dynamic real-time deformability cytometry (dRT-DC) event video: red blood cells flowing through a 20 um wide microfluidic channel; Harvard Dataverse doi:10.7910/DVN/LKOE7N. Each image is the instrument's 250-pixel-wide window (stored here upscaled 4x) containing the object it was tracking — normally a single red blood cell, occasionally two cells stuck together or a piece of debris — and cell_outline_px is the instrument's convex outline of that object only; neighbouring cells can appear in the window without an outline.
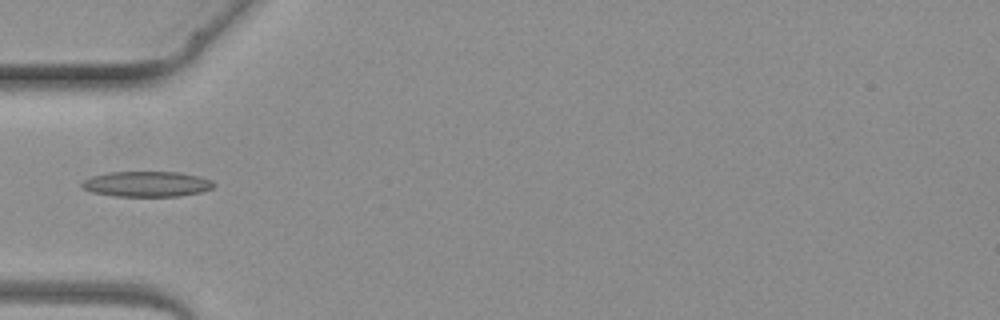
{"species": "common noctule bat (a hibernating species)", "species_latin": "Nyctalus noctula", "temperature_condition": "warm", "stored_images_in_passage": 1, "camera_frame_rate_fps": 3000, "um_per_image_px": 0.085, "animal": {"sex": "female", "body_mass_g": 19.3, "forearm_length_mm": 54.1}, "frame": {"image": 1, "passage_image": 1, "time_ms": 0.0, "image_size_px": [1000, 320], "cell_outline_px": [[216, 184], [212, 188], [200, 192], [180, 196], [116, 196], [92, 192], [80, 188], [80, 184], [84, 180], [92, 176], [108, 172], [180, 172], [200, 176], [212, 180]], "centroid_in_image_um": [12.47, 15.64], "position_along_channel_um": 72.5, "area_um2": 19.65}}